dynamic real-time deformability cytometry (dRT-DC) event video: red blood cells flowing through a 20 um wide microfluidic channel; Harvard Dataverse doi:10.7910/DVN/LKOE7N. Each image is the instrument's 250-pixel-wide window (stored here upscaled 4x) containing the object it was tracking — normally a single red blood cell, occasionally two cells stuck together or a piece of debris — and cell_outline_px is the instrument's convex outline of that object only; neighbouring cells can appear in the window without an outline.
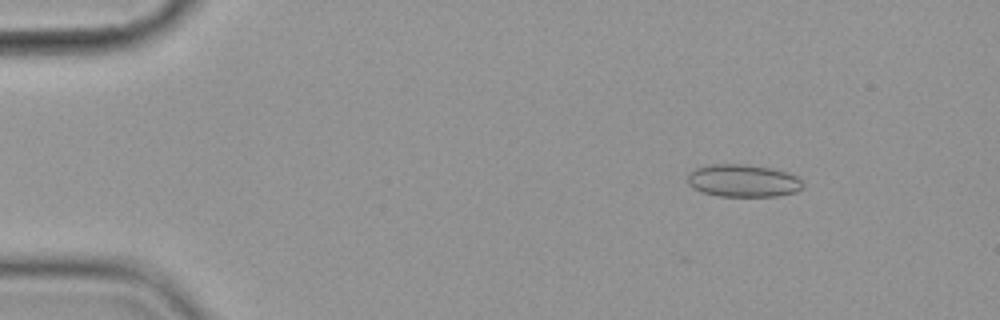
{"species": "common noctule bat (a hibernating species)", "species_latin": "Nyctalus noctula", "temperature_condition": "cold", "stored_images_in_passage": 10, "camera_frame_rate_fps": 3000, "um_per_image_px": 0.085, "animal": {"sex": "female", "body_mass_g": 19.9}, "frame": {"image": 1, "passage_image": 2, "time_ms": 1.0, "image_size_px": [1000, 320], "cell_outline_px": [[804, 188], [796, 192], [776, 196], [720, 196], [704, 192], [688, 184], [688, 172], [696, 168], [712, 164], [748, 164], [772, 168], [788, 172], [796, 176], [804, 184]], "centroid_in_image_um": [63.2, 15.35], "position_along_channel_um": 21.8, "area_um2": 21.91}}
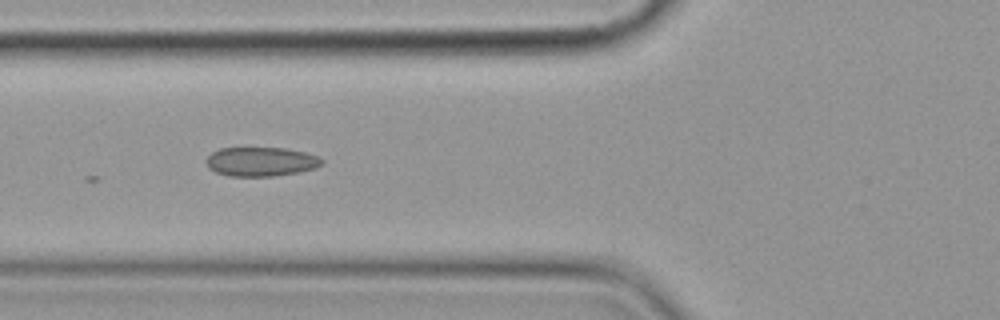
{"frame": {"image": 2, "passage_image": 6, "time_ms": 5.667, "image_size_px": [1000, 320], "cell_outline_px": [[324, 160], [316, 168], [300, 172], [272, 176], [228, 176], [216, 172], [208, 168], [204, 160], [212, 152], [220, 148], [284, 148], [304, 152], [316, 156]], "centroid_in_image_um": [22.14, 13.74], "position_along_channel_um": 103.7, "area_um2": 19.65}}
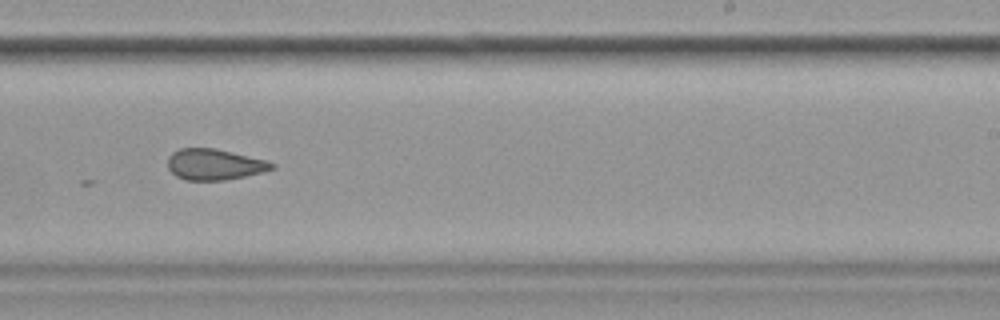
{"frame": {"image": 3, "passage_image": 10, "time_ms": 10.333, "image_size_px": [1000, 320], "cell_outline_px": [[276, 168], [264, 172], [224, 180], [184, 180], [176, 176], [168, 168], [168, 156], [172, 152], [180, 148], [216, 148], [268, 160], [276, 164]], "centroid_in_image_um": [18.26, 13.97], "position_along_channel_um": 270.7, "area_um2": 19.02}}